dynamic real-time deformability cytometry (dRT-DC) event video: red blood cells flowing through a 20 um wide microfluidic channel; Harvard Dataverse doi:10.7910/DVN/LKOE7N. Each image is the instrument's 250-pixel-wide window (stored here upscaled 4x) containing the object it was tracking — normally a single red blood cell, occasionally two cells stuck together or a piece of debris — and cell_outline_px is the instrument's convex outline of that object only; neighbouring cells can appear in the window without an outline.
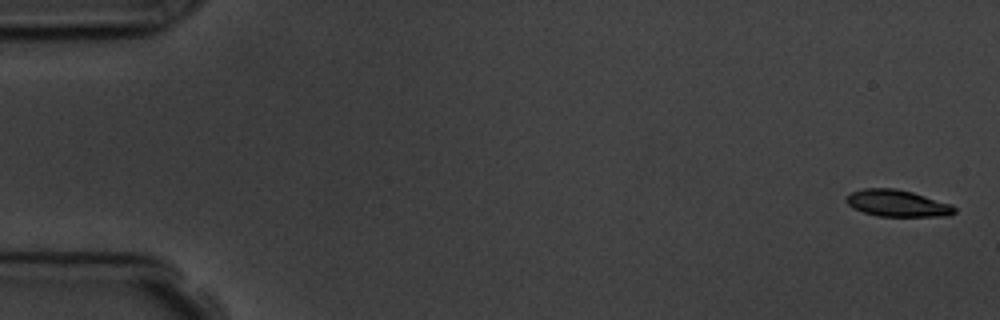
{"species": "common noctule bat (a hibernating species)", "species_latin": "Nyctalus noctula", "temperature_condition": "room temperature", "stored_images_in_passage": 5, "camera_frame_rate_fps": 3000, "um_per_image_px": 0.085, "animal": {"sex": "male", "body_mass_g": 19.5, "forearm_length_mm": 54.6}, "frame": {"image": 1, "passage_image": 1, "time_ms": 0.0, "image_size_px": [1000, 320], "cell_outline_px": [[956, 212], [948, 216], [880, 216], [864, 212], [852, 208], [844, 200], [852, 192], [864, 188], [896, 188], [912, 192], [952, 204], [956, 208]], "centroid_in_image_um": [76.29, 17.28], "position_along_channel_um": 8.7, "area_um2": 16.82}}
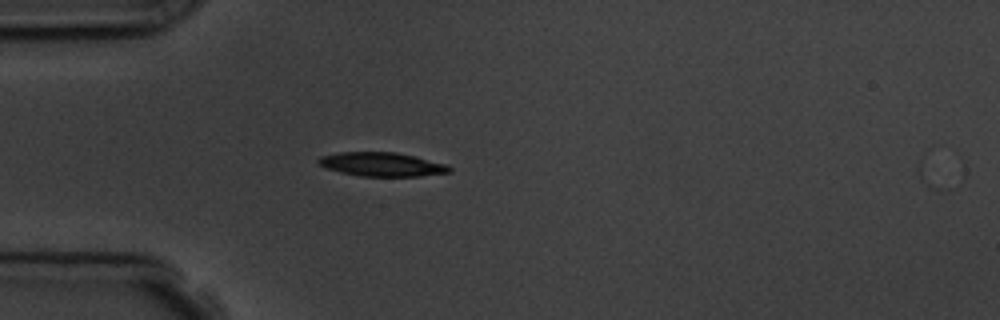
{"frame": {"image": 2, "passage_image": 5, "time_ms": 4.667, "image_size_px": [1000, 320], "cell_outline_px": [[452, 172], [420, 176], [360, 176], [340, 172], [328, 168], [320, 164], [316, 160], [320, 156], [340, 152], [396, 152], [448, 164], [452, 168]], "centroid_in_image_um": [32.49, 13.97], "position_along_channel_um": 52.5, "area_um2": 18.21}}